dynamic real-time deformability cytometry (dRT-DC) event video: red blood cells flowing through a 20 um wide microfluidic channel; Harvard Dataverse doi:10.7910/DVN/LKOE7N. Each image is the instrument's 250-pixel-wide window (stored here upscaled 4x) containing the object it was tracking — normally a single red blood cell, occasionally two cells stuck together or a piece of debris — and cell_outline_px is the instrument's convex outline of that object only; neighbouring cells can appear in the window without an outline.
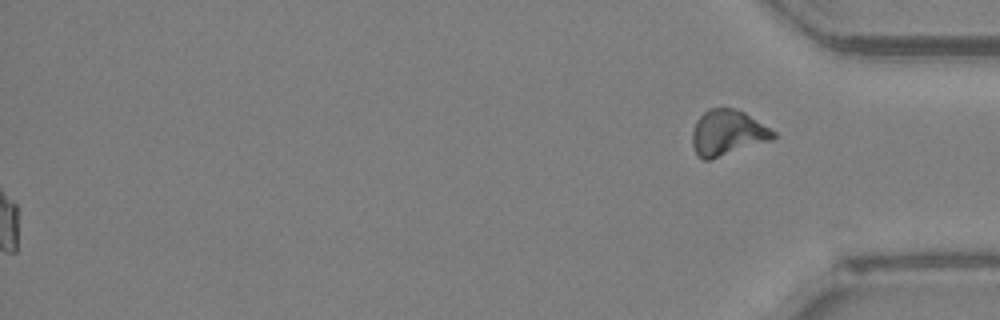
{"species": "Egyptian fruit bat (a non-hibernating species)", "species_latin": "Rousettus aegyptiacus", "temperature_condition": "room temperature", "stored_images_in_passage": 52, "segment_of_instrument_passage": [2, 2], "camera_frame_rate_fps": 3000, "um_per_image_px": 0.085, "animal": {"sex": "female"}, "frame": {"image": 1, "passage_image": 52, "time_ms": 17.0, "image_size_px": [1000, 320], "cell_outline_px": [[776, 136], [772, 140], [712, 160], [704, 160], [696, 156], [692, 144], [692, 132], [696, 120], [708, 108], [736, 108], [744, 112], [776, 132]], "centroid_in_image_um": [61.82, 11.31], "position_along_channel_um": 373.4, "area_um2": 21.79}}